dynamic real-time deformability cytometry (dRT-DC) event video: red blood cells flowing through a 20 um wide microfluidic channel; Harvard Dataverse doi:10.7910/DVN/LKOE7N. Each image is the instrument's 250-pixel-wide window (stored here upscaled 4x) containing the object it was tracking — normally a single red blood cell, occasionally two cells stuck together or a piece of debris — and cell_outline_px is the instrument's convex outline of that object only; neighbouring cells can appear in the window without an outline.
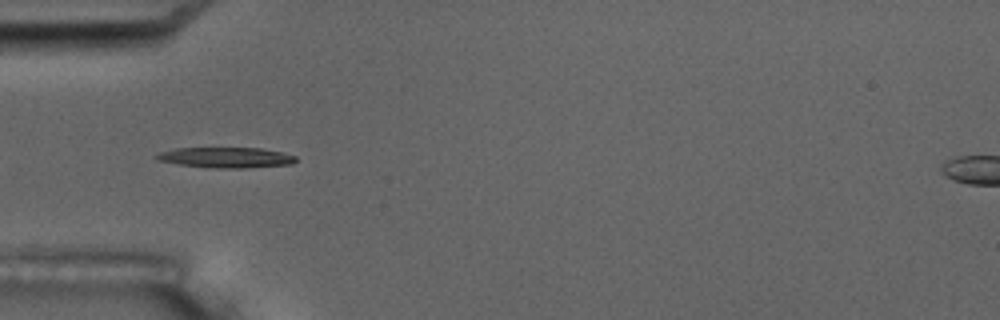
{"species": "common noctule bat (a hibernating species)", "species_latin": "Nyctalus noctula", "temperature_condition": "room temperature", "stored_images_in_passage": 10, "camera_frame_rate_fps": 3000, "um_per_image_px": 0.085, "animal": {"sex": "male", "body_mass_g": 17.5, "forearm_length_mm": 52.3}, "frame": {"image": 1, "passage_image": 6, "time_ms": 5.667, "image_size_px": [1000, 320], "cell_outline_px": [[296, 160], [292, 164], [244, 168], [216, 168], [180, 164], [156, 160], [152, 156], [160, 152], [176, 148], [260, 148], [280, 152], [296, 156]], "centroid_in_image_um": [19.18, 13.39], "position_along_channel_um": 65.8, "area_um2": 16.53}}
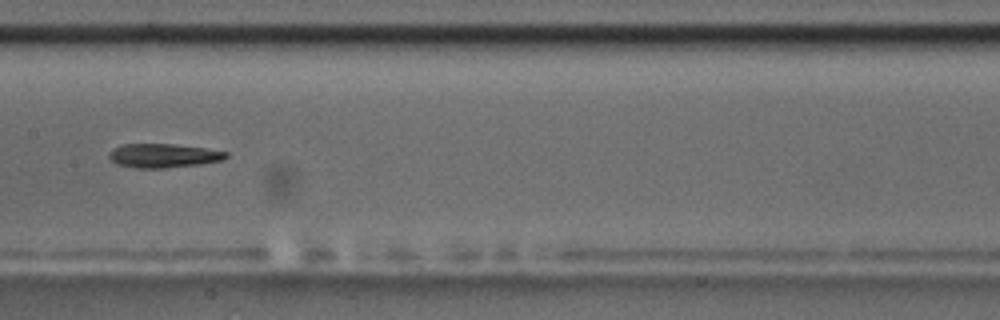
{"frame": {"image": 2, "passage_image": 9, "time_ms": 9.333, "image_size_px": [1000, 320], "cell_outline_px": [[228, 156], [224, 160], [200, 164], [164, 168], [136, 168], [116, 164], [108, 156], [108, 152], [112, 148], [120, 144], [172, 144], [204, 148], [228, 152]], "centroid_in_image_um": [13.86, 13.23], "position_along_channel_um": 193.5, "area_um2": 16.42}}